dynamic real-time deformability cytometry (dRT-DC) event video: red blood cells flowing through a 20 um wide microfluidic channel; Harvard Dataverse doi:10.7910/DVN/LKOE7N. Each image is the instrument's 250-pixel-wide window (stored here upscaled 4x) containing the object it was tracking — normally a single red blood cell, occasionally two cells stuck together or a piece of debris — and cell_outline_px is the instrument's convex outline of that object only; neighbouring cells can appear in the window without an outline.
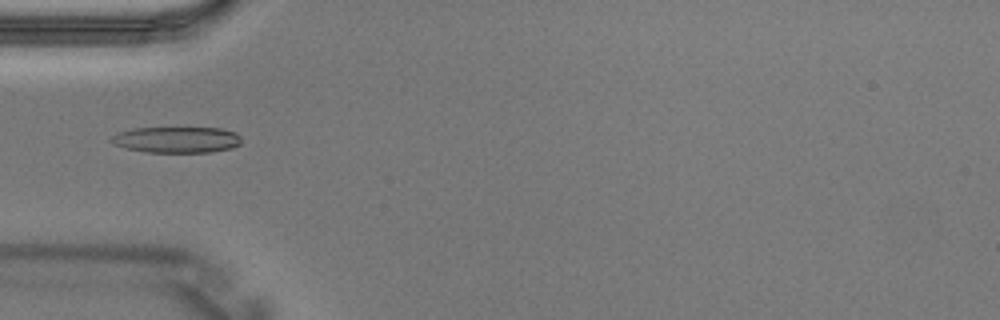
{"species": "Egyptian fruit bat (a non-hibernating species)", "species_latin": "Rousettus aegyptiacus", "temperature_condition": "warm", "stored_images_in_passage": 3, "camera_frame_rate_fps": 3000, "um_per_image_px": 0.085, "animal": {"sex": "male"}, "frame": {"image": 1, "passage_image": 3, "time_ms": 0.667, "image_size_px": [1000, 320], "cell_outline_px": [[240, 144], [232, 148], [212, 152], [148, 152], [124, 148], [112, 144], [108, 140], [116, 132], [132, 128], [220, 128], [236, 132], [240, 136]], "centroid_in_image_um": [14.97, 11.87], "position_along_channel_um": 70.0, "area_um2": 20.0}}